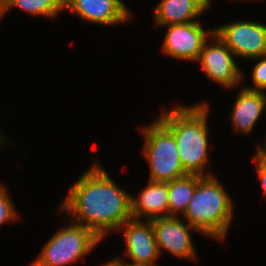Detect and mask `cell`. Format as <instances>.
Masks as SVG:
<instances>
[{
	"instance_id": "8",
	"label": "cell",
	"mask_w": 266,
	"mask_h": 266,
	"mask_svg": "<svg viewBox=\"0 0 266 266\" xmlns=\"http://www.w3.org/2000/svg\"><path fill=\"white\" fill-rule=\"evenodd\" d=\"M162 52L171 58L182 61L196 62L200 56L204 43L214 33V28L204 29L199 21L166 25Z\"/></svg>"
},
{
	"instance_id": "19",
	"label": "cell",
	"mask_w": 266,
	"mask_h": 266,
	"mask_svg": "<svg viewBox=\"0 0 266 266\" xmlns=\"http://www.w3.org/2000/svg\"><path fill=\"white\" fill-rule=\"evenodd\" d=\"M252 158L256 167L257 175L261 182L262 192L266 197V157L256 149V153L252 156Z\"/></svg>"
},
{
	"instance_id": "10",
	"label": "cell",
	"mask_w": 266,
	"mask_h": 266,
	"mask_svg": "<svg viewBox=\"0 0 266 266\" xmlns=\"http://www.w3.org/2000/svg\"><path fill=\"white\" fill-rule=\"evenodd\" d=\"M121 232L125 242V255L130 259V263L157 266L156 262L160 259L158 245L152 226V220L130 219L126 221L116 231Z\"/></svg>"
},
{
	"instance_id": "6",
	"label": "cell",
	"mask_w": 266,
	"mask_h": 266,
	"mask_svg": "<svg viewBox=\"0 0 266 266\" xmlns=\"http://www.w3.org/2000/svg\"><path fill=\"white\" fill-rule=\"evenodd\" d=\"M235 59L233 52L214 32L204 43L196 62L209 80L225 89H234L240 87L245 76Z\"/></svg>"
},
{
	"instance_id": "9",
	"label": "cell",
	"mask_w": 266,
	"mask_h": 266,
	"mask_svg": "<svg viewBox=\"0 0 266 266\" xmlns=\"http://www.w3.org/2000/svg\"><path fill=\"white\" fill-rule=\"evenodd\" d=\"M184 221L179 216L161 217L152 220L160 256L162 251L166 250L176 258L196 260L197 253L192 241L191 230L199 232Z\"/></svg>"
},
{
	"instance_id": "4",
	"label": "cell",
	"mask_w": 266,
	"mask_h": 266,
	"mask_svg": "<svg viewBox=\"0 0 266 266\" xmlns=\"http://www.w3.org/2000/svg\"><path fill=\"white\" fill-rule=\"evenodd\" d=\"M140 130L144 138L142 154L149 166L150 181L167 183L187 174L181 165L173 134L158 119Z\"/></svg>"
},
{
	"instance_id": "1",
	"label": "cell",
	"mask_w": 266,
	"mask_h": 266,
	"mask_svg": "<svg viewBox=\"0 0 266 266\" xmlns=\"http://www.w3.org/2000/svg\"><path fill=\"white\" fill-rule=\"evenodd\" d=\"M93 159L56 210L59 216L66 214L68 220L89 228L103 241L132 219L131 194L111 179L98 159Z\"/></svg>"
},
{
	"instance_id": "5",
	"label": "cell",
	"mask_w": 266,
	"mask_h": 266,
	"mask_svg": "<svg viewBox=\"0 0 266 266\" xmlns=\"http://www.w3.org/2000/svg\"><path fill=\"white\" fill-rule=\"evenodd\" d=\"M65 220L69 224L51 236L30 266H67L89 255L101 243L89 228Z\"/></svg>"
},
{
	"instance_id": "24",
	"label": "cell",
	"mask_w": 266,
	"mask_h": 266,
	"mask_svg": "<svg viewBox=\"0 0 266 266\" xmlns=\"http://www.w3.org/2000/svg\"><path fill=\"white\" fill-rule=\"evenodd\" d=\"M206 1H207V5H208V7L210 8V7H211L210 5H211L212 1H211V0H206ZM233 1H234V0H233ZM236 1H243V2H244V1H246V2H247V1H248V2H249V1H251V2L255 1V2H257V0H236Z\"/></svg>"
},
{
	"instance_id": "22",
	"label": "cell",
	"mask_w": 266,
	"mask_h": 266,
	"mask_svg": "<svg viewBox=\"0 0 266 266\" xmlns=\"http://www.w3.org/2000/svg\"><path fill=\"white\" fill-rule=\"evenodd\" d=\"M261 154H263L265 157H266V145L265 146H263V145H259L258 144V146H257V148H256Z\"/></svg>"
},
{
	"instance_id": "12",
	"label": "cell",
	"mask_w": 266,
	"mask_h": 266,
	"mask_svg": "<svg viewBox=\"0 0 266 266\" xmlns=\"http://www.w3.org/2000/svg\"><path fill=\"white\" fill-rule=\"evenodd\" d=\"M230 120L235 132L249 135L266 110V92L238 89Z\"/></svg>"
},
{
	"instance_id": "18",
	"label": "cell",
	"mask_w": 266,
	"mask_h": 266,
	"mask_svg": "<svg viewBox=\"0 0 266 266\" xmlns=\"http://www.w3.org/2000/svg\"><path fill=\"white\" fill-rule=\"evenodd\" d=\"M255 61L252 71L253 86H243L245 89L266 92V55L250 59ZM257 61V62H256Z\"/></svg>"
},
{
	"instance_id": "13",
	"label": "cell",
	"mask_w": 266,
	"mask_h": 266,
	"mask_svg": "<svg viewBox=\"0 0 266 266\" xmlns=\"http://www.w3.org/2000/svg\"><path fill=\"white\" fill-rule=\"evenodd\" d=\"M138 197L131 194V216L136 220L168 217V182L147 181Z\"/></svg>"
},
{
	"instance_id": "20",
	"label": "cell",
	"mask_w": 266,
	"mask_h": 266,
	"mask_svg": "<svg viewBox=\"0 0 266 266\" xmlns=\"http://www.w3.org/2000/svg\"><path fill=\"white\" fill-rule=\"evenodd\" d=\"M106 266H144V265H138L130 262H125L124 259L120 257H116L114 259H111L110 261H107Z\"/></svg>"
},
{
	"instance_id": "23",
	"label": "cell",
	"mask_w": 266,
	"mask_h": 266,
	"mask_svg": "<svg viewBox=\"0 0 266 266\" xmlns=\"http://www.w3.org/2000/svg\"><path fill=\"white\" fill-rule=\"evenodd\" d=\"M11 0H0V12L7 6Z\"/></svg>"
},
{
	"instance_id": "2",
	"label": "cell",
	"mask_w": 266,
	"mask_h": 266,
	"mask_svg": "<svg viewBox=\"0 0 266 266\" xmlns=\"http://www.w3.org/2000/svg\"><path fill=\"white\" fill-rule=\"evenodd\" d=\"M208 104L206 101L190 106L177 104L162 110L157 118L173 134L184 171L202 177L214 175L209 171L205 172L210 147Z\"/></svg>"
},
{
	"instance_id": "7",
	"label": "cell",
	"mask_w": 266,
	"mask_h": 266,
	"mask_svg": "<svg viewBox=\"0 0 266 266\" xmlns=\"http://www.w3.org/2000/svg\"><path fill=\"white\" fill-rule=\"evenodd\" d=\"M214 32L236 58L250 60L266 55V25L261 22L235 20L219 25Z\"/></svg>"
},
{
	"instance_id": "3",
	"label": "cell",
	"mask_w": 266,
	"mask_h": 266,
	"mask_svg": "<svg viewBox=\"0 0 266 266\" xmlns=\"http://www.w3.org/2000/svg\"><path fill=\"white\" fill-rule=\"evenodd\" d=\"M234 216L233 201L228 191L212 175L203 177L197 184L185 213L181 216L199 234L222 242Z\"/></svg>"
},
{
	"instance_id": "17",
	"label": "cell",
	"mask_w": 266,
	"mask_h": 266,
	"mask_svg": "<svg viewBox=\"0 0 266 266\" xmlns=\"http://www.w3.org/2000/svg\"><path fill=\"white\" fill-rule=\"evenodd\" d=\"M5 185L0 184V226L18 220L19 213Z\"/></svg>"
},
{
	"instance_id": "21",
	"label": "cell",
	"mask_w": 266,
	"mask_h": 266,
	"mask_svg": "<svg viewBox=\"0 0 266 266\" xmlns=\"http://www.w3.org/2000/svg\"><path fill=\"white\" fill-rule=\"evenodd\" d=\"M8 141L9 139L5 138V135H3V133H1V130H0V146L6 147L7 145H9L7 144L9 143Z\"/></svg>"
},
{
	"instance_id": "14",
	"label": "cell",
	"mask_w": 266,
	"mask_h": 266,
	"mask_svg": "<svg viewBox=\"0 0 266 266\" xmlns=\"http://www.w3.org/2000/svg\"><path fill=\"white\" fill-rule=\"evenodd\" d=\"M208 9L206 0H160L153 8L154 26L196 22Z\"/></svg>"
},
{
	"instance_id": "11",
	"label": "cell",
	"mask_w": 266,
	"mask_h": 266,
	"mask_svg": "<svg viewBox=\"0 0 266 266\" xmlns=\"http://www.w3.org/2000/svg\"><path fill=\"white\" fill-rule=\"evenodd\" d=\"M64 10L79 19L98 25L114 26L132 22L133 13L123 0H64Z\"/></svg>"
},
{
	"instance_id": "16",
	"label": "cell",
	"mask_w": 266,
	"mask_h": 266,
	"mask_svg": "<svg viewBox=\"0 0 266 266\" xmlns=\"http://www.w3.org/2000/svg\"><path fill=\"white\" fill-rule=\"evenodd\" d=\"M17 7L34 17L54 18L64 11V0H11L0 12L2 19L12 8Z\"/></svg>"
},
{
	"instance_id": "15",
	"label": "cell",
	"mask_w": 266,
	"mask_h": 266,
	"mask_svg": "<svg viewBox=\"0 0 266 266\" xmlns=\"http://www.w3.org/2000/svg\"><path fill=\"white\" fill-rule=\"evenodd\" d=\"M202 176L186 174L168 182V216L181 217L189 205Z\"/></svg>"
}]
</instances>
